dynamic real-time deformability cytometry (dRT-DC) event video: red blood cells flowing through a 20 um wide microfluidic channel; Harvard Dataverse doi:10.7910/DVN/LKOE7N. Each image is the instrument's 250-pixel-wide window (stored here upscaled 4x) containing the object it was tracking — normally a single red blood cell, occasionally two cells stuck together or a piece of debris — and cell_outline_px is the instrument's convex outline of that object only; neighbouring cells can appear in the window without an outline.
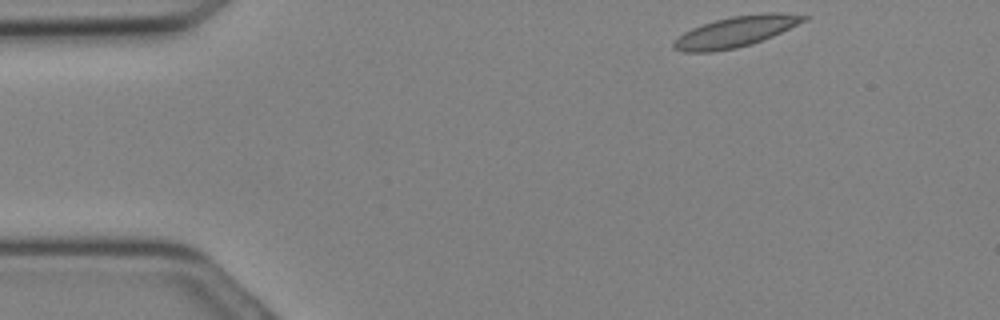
{"species": "Egyptian fruit bat (a non-hibernating species)", "species_latin": "Rousettus aegyptiacus", "temperature_condition": "cold", "stored_images_in_passage": 19, "camera_frame_rate_fps": 3000, "um_per_image_px": 0.085, "animal": {"sex": "female"}, "frame": {"image": 1, "passage_image": 1, "time_ms": 0.0, "image_size_px": [1000, 320], "cell_outline_px": [[812, 16], [808, 20], [772, 36], [752, 44], [736, 48], [712, 52], [684, 52], [672, 48], [672, 44], [684, 32], [692, 28], [716, 20], [732, 16], [760, 12], [784, 12]], "centroid_in_image_um": [62.6, 2.67], "position_along_channel_um": 22.4, "area_um2": 23.41}}
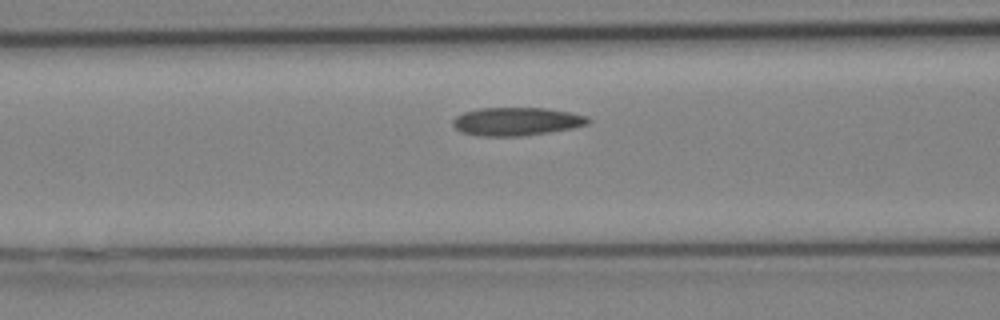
{"frame": {"image": 2, "passage_image": 9, "time_ms": 2.667, "image_size_px": [1000, 320], "cell_outline_px": [[592, 120], [588, 124], [572, 128], [548, 132], [520, 136], [476, 136], [460, 132], [452, 124], [452, 120], [456, 116], [464, 112], [480, 108], [544, 108], [568, 112], [588, 116]], "centroid_in_image_um": [43.88, 10.33], "position_along_channel_um": 122.7, "area_um2": 22.25}}
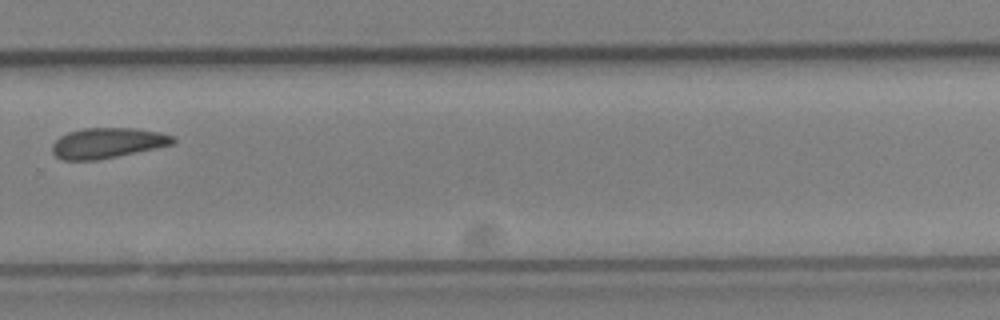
{"frame": {"image": 3, "passage_image": 18, "time_ms": 5.667, "image_size_px": [1000, 320], "cell_outline_px": [[176, 140], [172, 144], [156, 148], [96, 160], [64, 160], [56, 156], [52, 152], [52, 144], [60, 136], [68, 132], [84, 128], [136, 128], [160, 132], [172, 136]], "centroid_in_image_um": [9.11, 12.15], "position_along_channel_um": 320.7, "area_um2": 21.21}}